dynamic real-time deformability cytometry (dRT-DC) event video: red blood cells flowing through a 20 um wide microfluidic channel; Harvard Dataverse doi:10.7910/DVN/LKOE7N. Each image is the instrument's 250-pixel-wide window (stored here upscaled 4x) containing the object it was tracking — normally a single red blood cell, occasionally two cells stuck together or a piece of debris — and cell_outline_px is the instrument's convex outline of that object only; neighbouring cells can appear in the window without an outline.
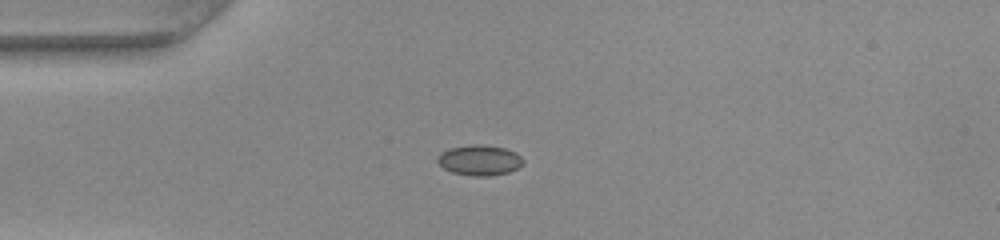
{"species": "common noctule bat (a hibernating species)", "species_latin": "Nyctalus noctula", "temperature_condition": "warm", "stored_images_in_passage": 38, "camera_frame_rate_fps": 3000, "um_per_image_px": 0.085, "animal": {"sex": "female", "body_mass_g": 22.0, "forearm_length_mm": 56.7}, "frame": {"image": 1, "passage_image": 1, "time_ms": 0.0, "image_size_px": [1000, 240], "cell_outline_px": [[524, 164], [508, 172], [488, 176], [472, 176], [452, 172], [444, 168], [436, 160], [440, 152], [448, 148], [472, 144], [480, 144], [504, 148], [516, 152], [524, 160]], "centroid_in_image_um": [40.75, 13.61], "position_along_channel_um": 44.3, "area_um2": 15.2}}
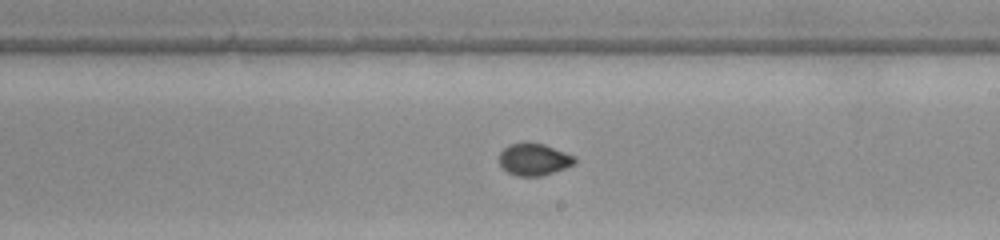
{"frame": {"image": 2, "passage_image": 17, "time_ms": 5.333, "image_size_px": [1000, 240], "cell_outline_px": [[576, 160], [572, 164], [564, 168], [540, 176], [516, 176], [508, 172], [500, 164], [500, 152], [508, 144], [524, 140], [544, 144], [576, 156]], "centroid_in_image_um": [45.36, 13.51], "position_along_channel_um": 243.6, "area_um2": 14.22}}
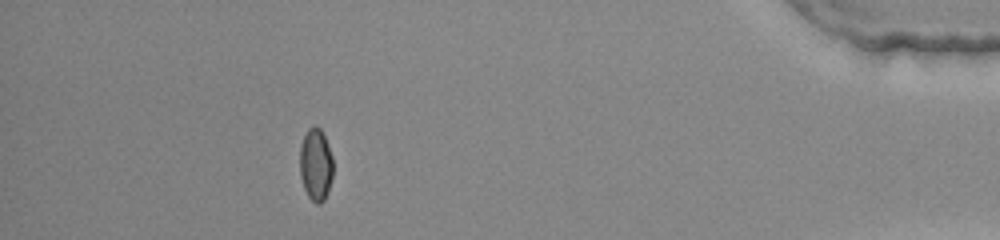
{"frame": {"image": 3, "passage_image": 33, "time_ms": 10.667, "image_size_px": [1000, 240], "cell_outline_px": [[332, 176], [328, 192], [324, 200], [320, 204], [316, 204], [308, 196], [304, 188], [300, 176], [300, 144], [308, 128], [316, 124], [320, 128], [324, 136], [332, 156]], "centroid_in_image_um": [26.83, 13.99], "position_along_channel_um": 408.4, "area_um2": 14.05}, "authors_computed_cell_mechanics": {"area_um2": 14.0743, "velocity_mm_per_s": 4.1135, "shape_relaxation_time_tau1_ms": 7.3358, "shape_relaxation_time_tau2_ms": null, "deformation_change_tau1": 0.1616, "deformation_change_tau2": null}}